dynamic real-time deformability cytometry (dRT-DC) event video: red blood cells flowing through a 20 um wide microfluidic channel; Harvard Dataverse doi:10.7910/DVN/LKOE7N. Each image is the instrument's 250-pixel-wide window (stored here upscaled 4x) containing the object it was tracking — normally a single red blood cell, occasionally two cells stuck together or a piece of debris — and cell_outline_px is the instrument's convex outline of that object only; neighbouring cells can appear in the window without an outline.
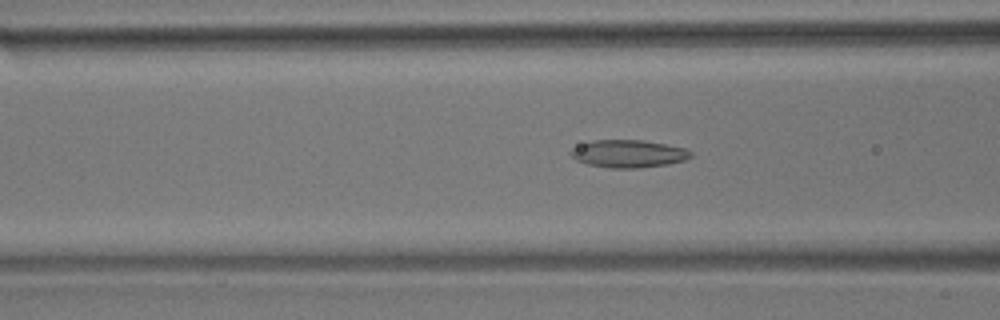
{"species": "common noctule bat (a hibernating species)", "species_latin": "Nyctalus noctula", "temperature_condition": "room temperature", "stored_images_in_passage": 26, "camera_frame_rate_fps": 3000, "um_per_image_px": 0.085, "animal": {"sex": "male", "body_mass_g": 17.9}, "frame": {"image": 1, "passage_image": 16, "time_ms": 5.0, "image_size_px": [1000, 320], "cell_outline_px": [[692, 156], [684, 160], [668, 164], [640, 168], [612, 168], [588, 164], [576, 160], [568, 152], [572, 148], [580, 144], [592, 140], [640, 140], [664, 144], [684, 148], [692, 152]], "centroid_in_image_um": [53.38, 13.06], "position_along_channel_um": 113.2, "area_um2": 19.25}}
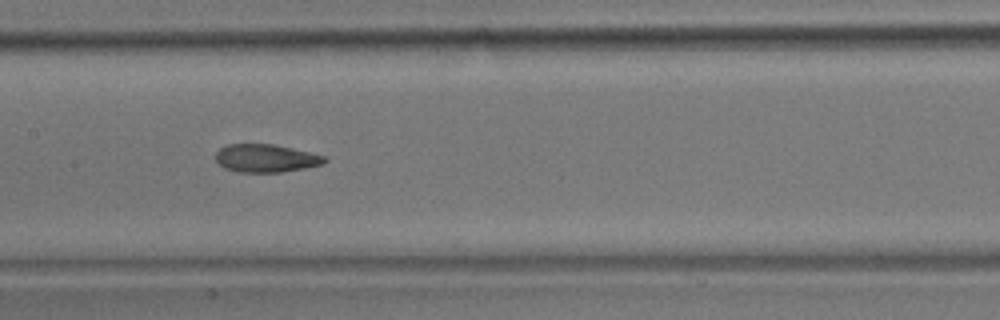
{"frame": {"image": 2, "passage_image": 22, "time_ms": 7.0, "image_size_px": [1000, 320], "cell_outline_px": [[328, 160], [324, 164], [304, 168], [280, 172], [240, 172], [224, 168], [216, 160], [216, 152], [220, 148], [228, 144], [272, 144], [292, 148], [328, 156]], "centroid_in_image_um": [22.64, 13.45], "position_along_channel_um": 184.8, "area_um2": 17.8}}
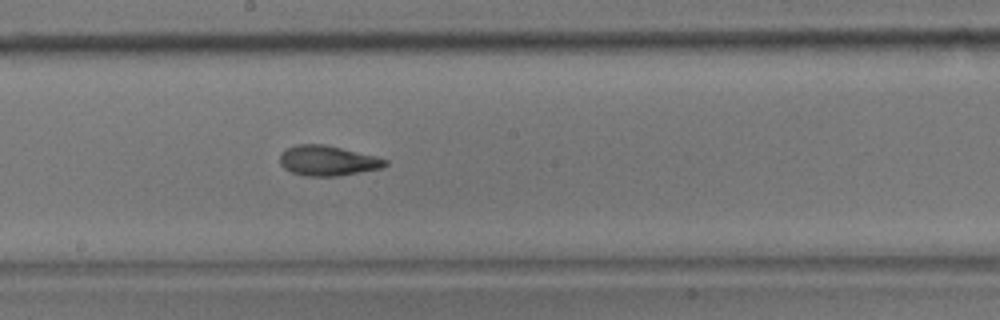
{"frame": {"image": 3, "passage_image": 25, "time_ms": 8.0, "image_size_px": [1000, 320], "cell_outline_px": [[388, 164], [380, 168], [340, 176], [304, 176], [292, 172], [284, 168], [280, 164], [280, 156], [288, 148], [296, 144], [324, 144], [376, 156], [388, 160]], "centroid_in_image_um": [27.86, 13.66], "position_along_channel_um": 220.3, "area_um2": 18.38}}